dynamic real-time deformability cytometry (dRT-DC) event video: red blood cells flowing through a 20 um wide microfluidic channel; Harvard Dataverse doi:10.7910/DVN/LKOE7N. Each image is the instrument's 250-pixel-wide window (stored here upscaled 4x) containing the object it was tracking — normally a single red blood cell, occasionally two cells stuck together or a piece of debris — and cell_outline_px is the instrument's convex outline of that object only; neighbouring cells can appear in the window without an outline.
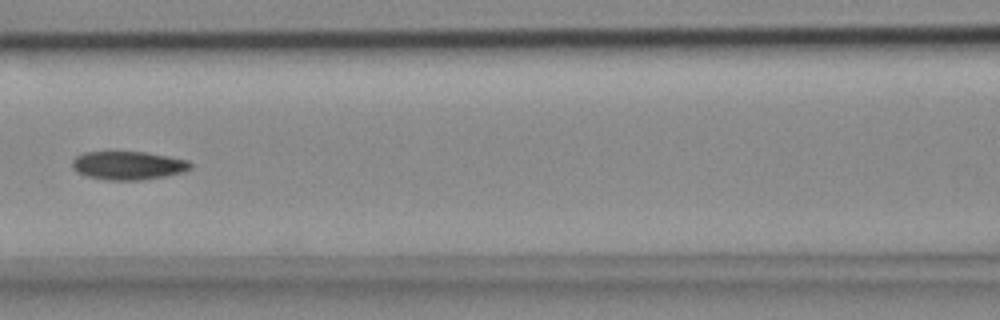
{"species": "common noctule bat (a hibernating species)", "species_latin": "Nyctalus noctula", "temperature_condition": "cold", "stored_images_in_passage": 7, "camera_frame_rate_fps": 3000, "um_per_image_px": 0.085, "animal": {"sex": "female", "body_mass_g": 18.4}, "frame": {"image": 1, "passage_image": 7, "time_ms": 2.0, "image_size_px": [1000, 320], "cell_outline_px": [[192, 168], [184, 172], [164, 176], [140, 180], [108, 180], [88, 176], [76, 172], [72, 168], [72, 160], [76, 156], [84, 152], [144, 152], [168, 156], [188, 160], [192, 164]], "centroid_in_image_um": [10.89, 14.06], "position_along_channel_um": 155.7, "area_um2": 19.59}}